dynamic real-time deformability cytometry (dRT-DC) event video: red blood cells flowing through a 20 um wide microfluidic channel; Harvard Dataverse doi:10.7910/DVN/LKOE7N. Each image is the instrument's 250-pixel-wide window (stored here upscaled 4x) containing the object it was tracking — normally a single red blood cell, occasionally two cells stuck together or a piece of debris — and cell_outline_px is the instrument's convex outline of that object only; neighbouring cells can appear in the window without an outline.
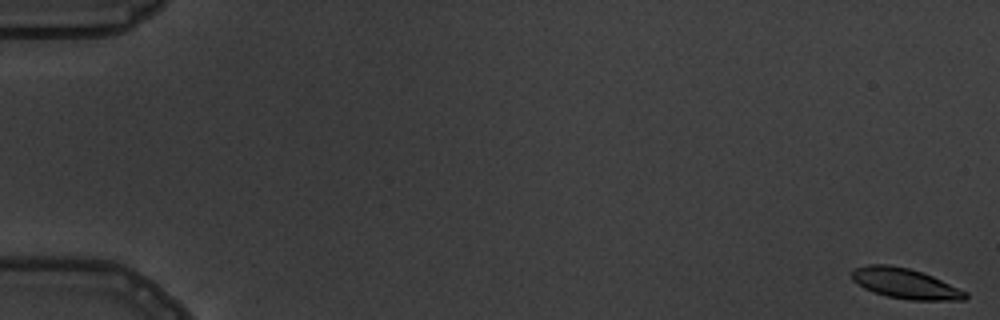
{"species": "common noctule bat (a hibernating species)", "species_latin": "Nyctalus noctula", "temperature_condition": "warm", "stored_images_in_passage": 5, "camera_frame_rate_fps": 3000, "um_per_image_px": 0.085, "animal": {"sex": "male", "body_mass_g": 19.5, "forearm_length_mm": 54.6}, "frame": {"image": 1, "passage_image": 1, "time_ms": 0.0, "image_size_px": [1000, 320], "cell_outline_px": [[968, 296], [964, 300], [908, 300], [888, 296], [864, 288], [852, 280], [852, 268], [868, 264], [888, 264], [908, 268], [932, 276], [968, 292]], "centroid_in_image_um": [76.93, 24.09], "position_along_channel_um": 8.1, "area_um2": 19.94}}
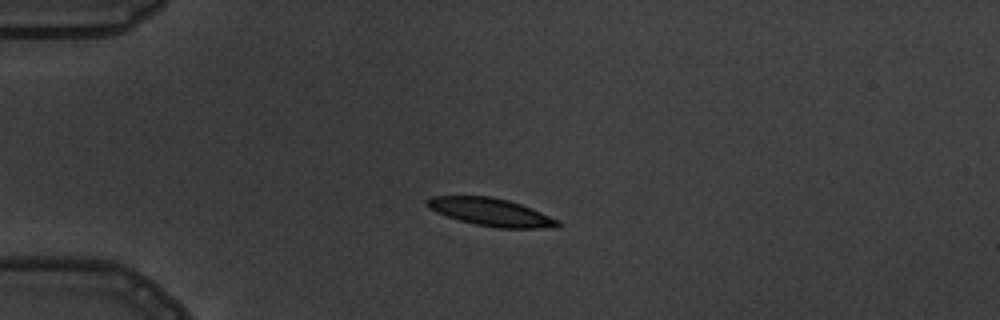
{"frame": {"image": 2, "passage_image": 5, "time_ms": 4.667, "image_size_px": [1000, 320], "cell_outline_px": [[560, 224], [556, 228], [496, 228], [476, 224], [460, 220], [436, 212], [428, 208], [424, 204], [424, 200], [432, 196], [492, 196], [508, 200], [532, 208], [560, 220]], "centroid_in_image_um": [41.72, 18.02], "position_along_channel_um": 43.3, "area_um2": 21.27}}